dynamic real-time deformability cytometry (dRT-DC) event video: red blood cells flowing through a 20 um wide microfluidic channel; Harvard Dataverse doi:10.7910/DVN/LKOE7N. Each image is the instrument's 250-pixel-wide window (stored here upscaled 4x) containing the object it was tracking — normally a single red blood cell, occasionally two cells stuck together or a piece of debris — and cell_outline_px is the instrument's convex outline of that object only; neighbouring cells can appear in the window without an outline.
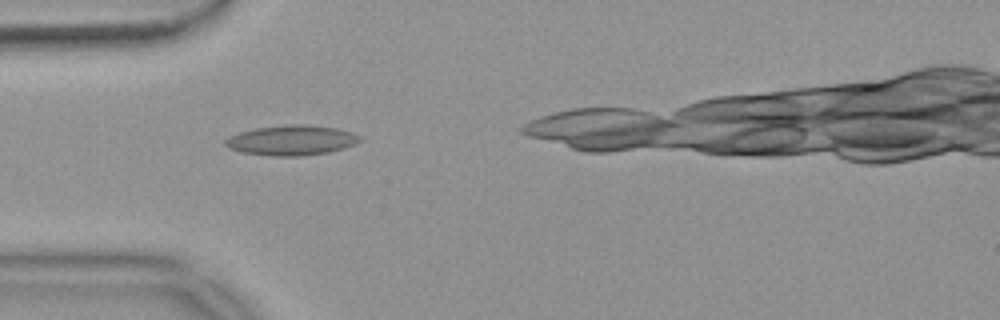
{"species": "common noctule bat (a hibernating species)", "species_latin": "Nyctalus noctula", "temperature_condition": "warm", "stored_images_in_passage": 31, "camera_frame_rate_fps": 3000, "um_per_image_px": 0.085, "animal": {"sex": "female", "body_mass_g": 18.4}, "frame": {"image": 1, "passage_image": 3, "time_ms": 0.667, "image_size_px": [1000, 320], "cell_outline_px": [[364, 140], [356, 144], [344, 148], [328, 152], [300, 156], [272, 156], [244, 152], [228, 148], [224, 144], [224, 140], [228, 136], [240, 132], [256, 128], [288, 124], [304, 124], [336, 128], [352, 132], [360, 136]], "centroid_in_image_um": [24.8, 11.92], "position_along_channel_um": 60.2, "area_um2": 23.64}}
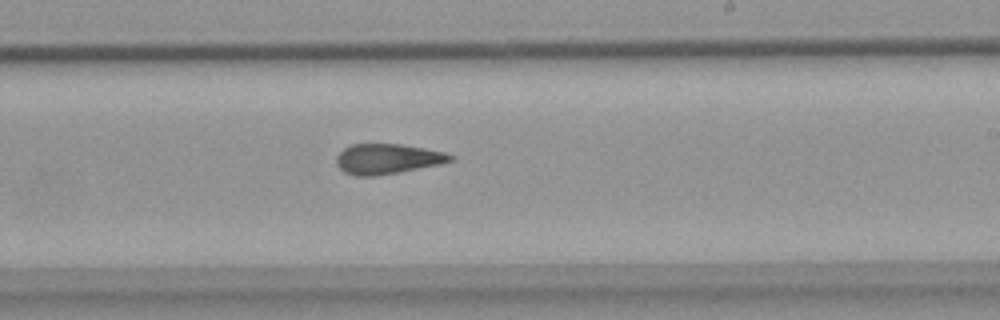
{"frame": {"image": 2, "passage_image": 19, "time_ms": 6.0, "image_size_px": [1000, 320], "cell_outline_px": [[456, 156], [452, 160], [440, 164], [396, 172], [372, 176], [356, 176], [344, 172], [336, 164], [336, 156], [344, 148], [352, 144], [400, 144], [424, 148], [444, 152]], "centroid_in_image_um": [32.91, 13.5], "position_along_channel_um": 256.1, "area_um2": 19.83}}
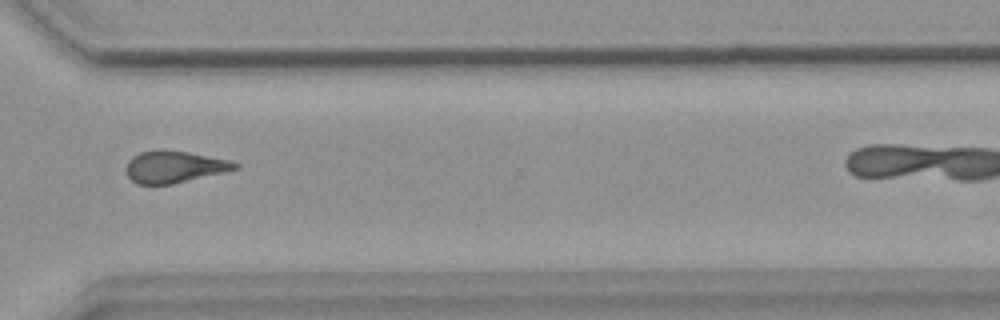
{"frame": {"image": 3, "passage_image": 27, "time_ms": 8.667, "image_size_px": [1000, 320], "cell_outline_px": [[240, 164], [236, 168], [172, 184], [136, 184], [128, 176], [128, 160], [132, 156], [140, 152], [160, 148], [188, 152], [228, 160]], "centroid_in_image_um": [14.75, 14.15], "position_along_channel_um": 355.9, "area_um2": 19.83}}